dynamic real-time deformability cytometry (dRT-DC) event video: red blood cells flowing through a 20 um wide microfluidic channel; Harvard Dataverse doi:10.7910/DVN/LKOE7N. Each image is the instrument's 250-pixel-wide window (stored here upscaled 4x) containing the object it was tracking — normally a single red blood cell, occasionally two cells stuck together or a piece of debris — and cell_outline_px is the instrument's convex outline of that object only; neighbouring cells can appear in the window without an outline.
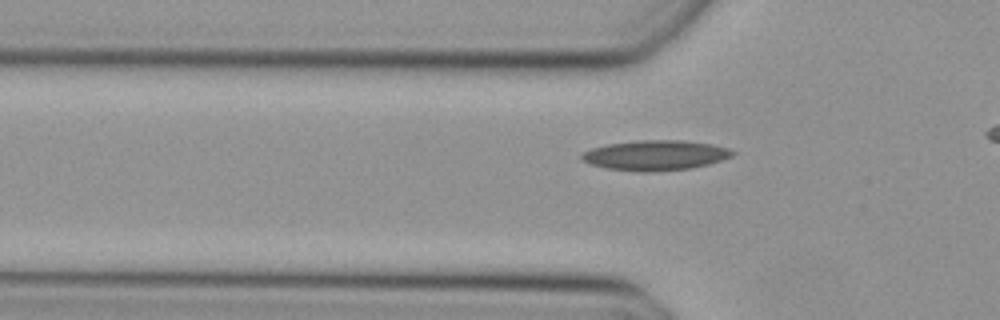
{"species": "Egyptian fruit bat (a non-hibernating species)", "species_latin": "Rousettus aegyptiacus", "temperature_condition": "cold", "stored_images_in_passage": 33, "camera_frame_rate_fps": 3000, "um_per_image_px": 0.085, "animal": {"sex": "female"}, "frame": {"image": 1, "passage_image": 7, "time_ms": 2.0, "image_size_px": [1000, 320], "cell_outline_px": [[736, 152], [732, 156], [708, 164], [692, 168], [648, 172], [640, 172], [608, 168], [588, 164], [580, 160], [580, 156], [584, 152], [592, 148], [608, 144], [636, 140], [680, 140], [712, 144], [728, 148]], "centroid_in_image_um": [55.68, 13.2], "position_along_channel_um": 70.1, "area_um2": 26.41}}
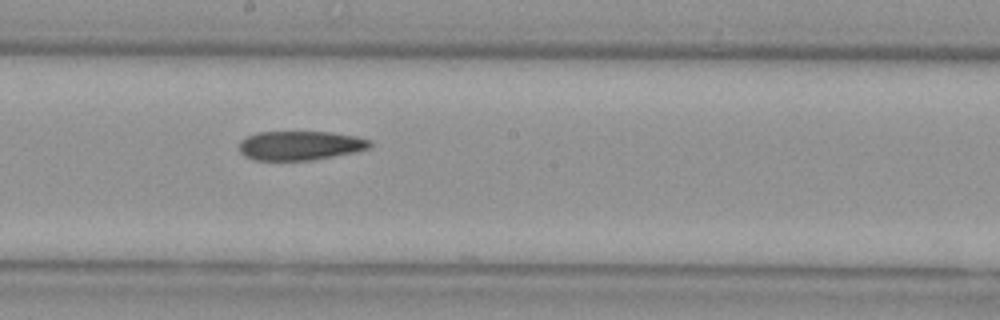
{"frame": {"image": 2, "passage_image": 18, "time_ms": 5.667, "image_size_px": [1000, 320], "cell_outline_px": [[372, 148], [312, 160], [256, 160], [244, 156], [240, 152], [240, 140], [256, 132], [332, 132], [356, 136], [372, 140]], "centroid_in_image_um": [25.53, 12.36], "position_along_channel_um": 222.7, "area_um2": 22.25}}
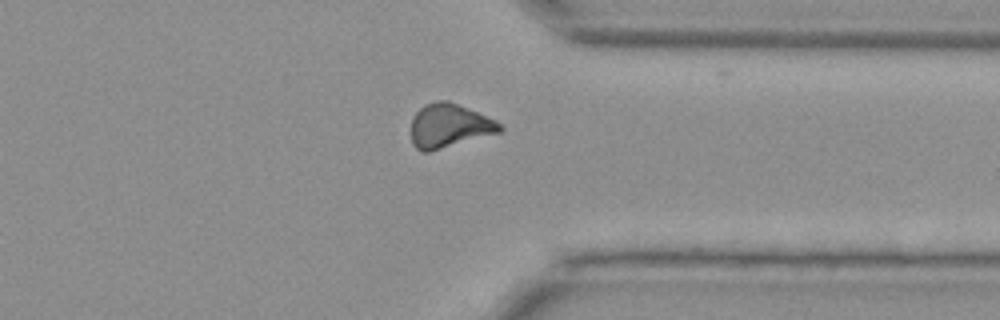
{"frame": {"image": 3, "passage_image": 29, "time_ms": 9.333, "image_size_px": [1000, 320], "cell_outline_px": [[504, 132], [428, 152], [420, 152], [412, 144], [412, 116], [424, 104], [436, 100], [448, 100], [496, 120], [504, 128]], "centroid_in_image_um": [38.2, 10.7], "position_along_channel_um": 373.2, "area_um2": 22.95}}